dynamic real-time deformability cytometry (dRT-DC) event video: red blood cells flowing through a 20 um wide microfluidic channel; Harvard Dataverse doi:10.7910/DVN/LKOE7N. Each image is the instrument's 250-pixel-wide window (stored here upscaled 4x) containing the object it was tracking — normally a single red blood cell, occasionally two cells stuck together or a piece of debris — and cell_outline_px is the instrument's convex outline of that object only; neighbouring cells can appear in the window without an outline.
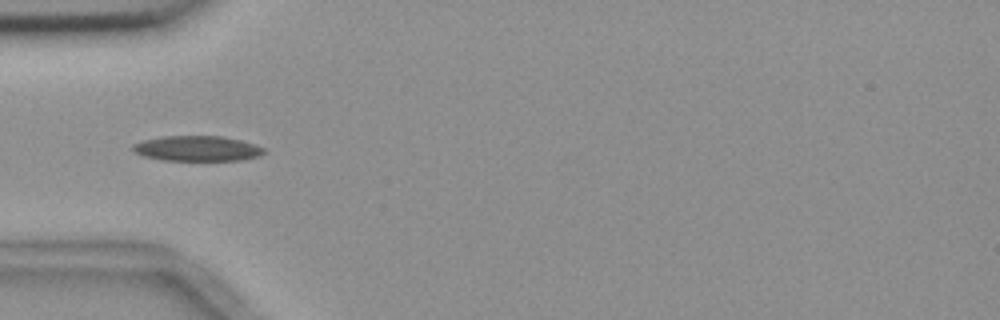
{"species": "common noctule bat (a hibernating species)", "species_latin": "Nyctalus noctula", "temperature_condition": "room temperature", "stored_images_in_passage": 7, "camera_frame_rate_fps": 3000, "um_per_image_px": 0.085, "animal": {"sex": "female", "body_mass_g": 18.4}, "frame": {"image": 1, "passage_image": 3, "time_ms": 3.667, "image_size_px": [1000, 320], "cell_outline_px": [[264, 152], [260, 156], [240, 160], [164, 160], [144, 156], [136, 152], [132, 148], [132, 144], [144, 140], [164, 136], [224, 136], [256, 144], [264, 148]], "centroid_in_image_um": [16.79, 12.61], "position_along_channel_um": 68.2, "area_um2": 19.19}}
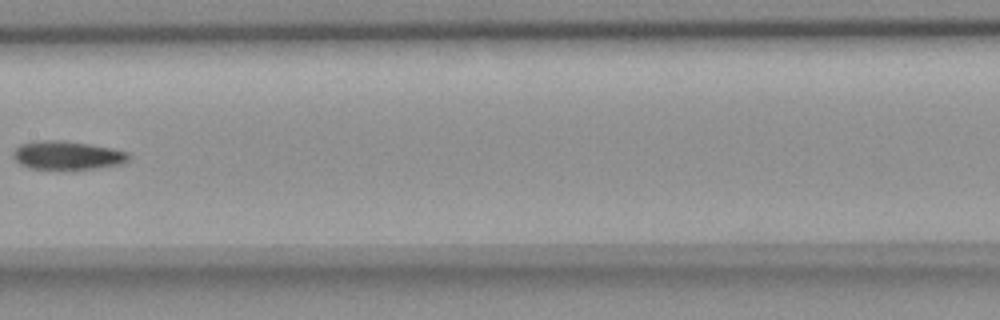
{"frame": {"image": 2, "passage_image": 6, "time_ms": 7.333, "image_size_px": [1000, 320], "cell_outline_px": [[128, 160], [120, 164], [96, 168], [32, 168], [20, 164], [12, 156], [12, 152], [20, 144], [32, 140], [64, 140], [112, 148], [128, 152]], "centroid_in_image_um": [5.67, 13.17], "position_along_channel_um": 201.7, "area_um2": 18.96}}
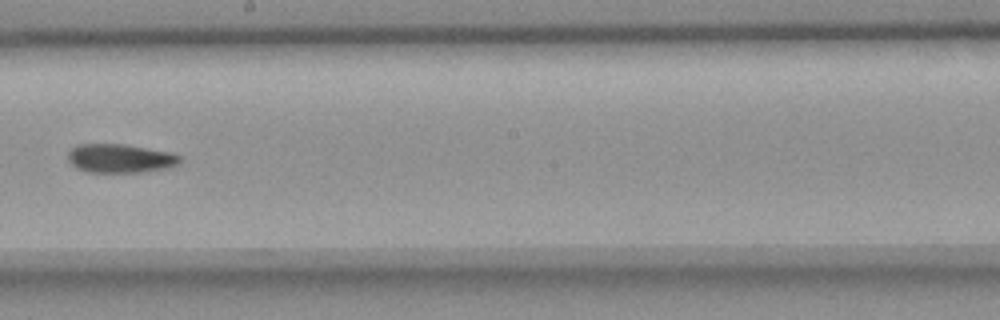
{"frame": {"image": 3, "passage_image": 7, "time_ms": 8.333, "image_size_px": [1000, 320], "cell_outline_px": [[180, 160], [176, 164], [168, 168], [140, 172], [88, 172], [76, 168], [68, 160], [68, 152], [76, 144], [124, 144], [168, 152], [180, 156]], "centroid_in_image_um": [10.16, 13.46], "position_along_channel_um": 238.0, "area_um2": 18.61}}